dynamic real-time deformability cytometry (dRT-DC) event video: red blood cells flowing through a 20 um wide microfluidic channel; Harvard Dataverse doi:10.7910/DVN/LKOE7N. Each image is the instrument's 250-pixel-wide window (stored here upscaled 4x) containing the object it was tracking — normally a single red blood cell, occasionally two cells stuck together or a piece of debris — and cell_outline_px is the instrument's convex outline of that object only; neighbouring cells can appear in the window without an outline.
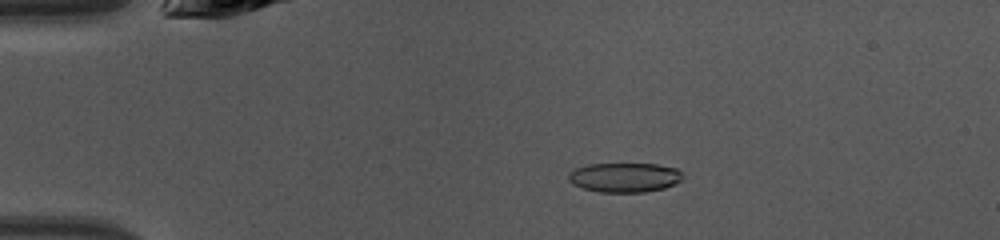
{"species": "common noctule bat (a hibernating species)", "species_latin": "Nyctalus noctula", "temperature_condition": "warm", "stored_images_in_passage": 47, "camera_frame_rate_fps": 3000, "um_per_image_px": 0.085, "animal": {"sex": "female", "body_mass_g": 10.0, "forearm_length_mm": 53.1}, "frame": {"image": 1, "passage_image": 10, "time_ms": 3.0, "image_size_px": [1000, 240], "cell_outline_px": [[684, 176], [680, 180], [664, 188], [644, 192], [600, 192], [584, 188], [568, 180], [568, 172], [576, 168], [588, 164], [656, 164], [676, 168]], "centroid_in_image_um": [53.08, 15.07], "position_along_channel_um": 31.9, "area_um2": 19.42}}
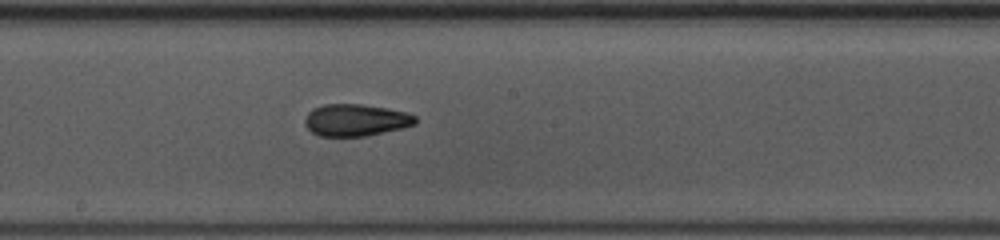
{"frame": {"image": 2, "passage_image": 26, "time_ms": 8.333, "image_size_px": [1000, 240], "cell_outline_px": [[416, 124], [400, 128], [364, 136], [320, 136], [312, 132], [304, 124], [304, 120], [308, 112], [312, 108], [324, 104], [360, 104], [408, 112], [416, 116]], "centroid_in_image_um": [30.2, 10.2], "position_along_channel_um": 218.0, "area_um2": 20.46}}
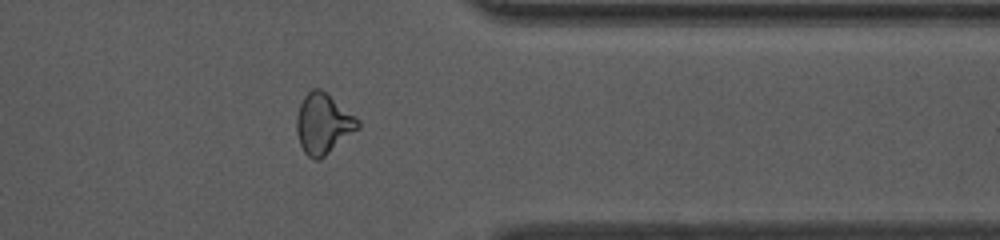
{"frame": {"image": 3, "passage_image": 38, "time_ms": 12.333, "image_size_px": [1000, 240], "cell_outline_px": [[360, 128], [320, 160], [316, 160], [308, 156], [304, 152], [300, 144], [296, 132], [296, 116], [300, 104], [304, 96], [312, 88], [320, 88], [356, 116], [360, 120]], "centroid_in_image_um": [27.48, 10.52], "position_along_channel_um": 383.9, "area_um2": 21.68}, "authors_computed_cell_mechanics": {"area_um2": 20.4612, "velocity_mm_per_s": 4.3166, "shape_relaxation_time_tau1_ms": 7.8013, "shape_relaxation_time_tau2_ms": 1.9979, "deformation_change_tau1": 0.1928, "deformation_change_tau2": 0.0827}}